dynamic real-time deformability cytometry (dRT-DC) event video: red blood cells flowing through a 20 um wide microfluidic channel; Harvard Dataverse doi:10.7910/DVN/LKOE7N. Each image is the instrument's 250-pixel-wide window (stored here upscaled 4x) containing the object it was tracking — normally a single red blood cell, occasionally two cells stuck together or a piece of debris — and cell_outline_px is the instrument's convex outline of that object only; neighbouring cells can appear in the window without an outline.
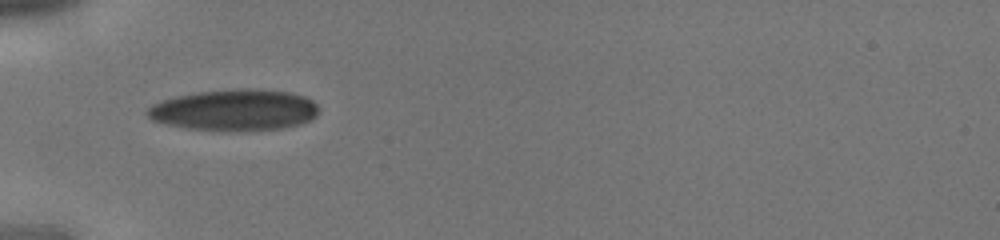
{"species": "human", "species_latin": "Homo sapiens", "temperature_condition": "cold", "stored_images_in_passage": 2, "camera_frame_rate_fps": 3000, "um_per_image_px": 0.085, "donor": {"sex": "male"}, "frame": {"image": 1, "passage_image": 1, "time_ms": 0.0, "image_size_px": [1000, 240], "cell_outline_px": [[320, 112], [312, 120], [300, 124], [284, 128], [184, 128], [152, 120], [144, 112], [152, 104], [160, 100], [176, 96], [200, 92], [244, 88], [252, 88], [288, 92], [304, 96], [312, 100], [320, 108]], "centroid_in_image_um": [19.96, 9.31], "position_along_channel_um": 65.0, "area_um2": 40.29}}
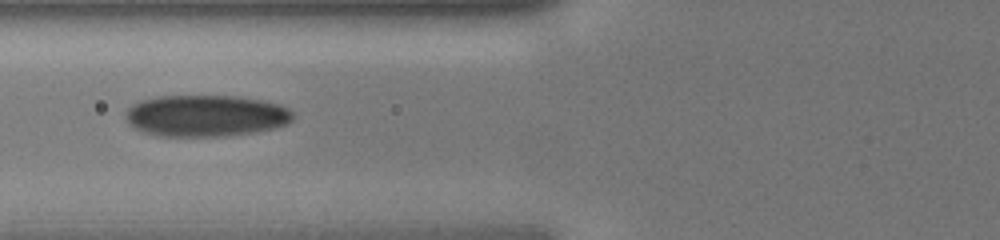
{"frame": {"image": 2, "passage_image": 2, "time_ms": 0.333, "image_size_px": [1000, 240], "cell_outline_px": [[296, 116], [288, 124], [276, 128], [256, 132], [228, 136], [156, 136], [132, 128], [128, 124], [124, 116], [124, 112], [132, 104], [140, 100], [160, 96], [240, 96], [280, 104], [288, 108]], "centroid_in_image_um": [17.49, 9.84], "position_along_channel_um": 108.3, "area_um2": 41.21}}